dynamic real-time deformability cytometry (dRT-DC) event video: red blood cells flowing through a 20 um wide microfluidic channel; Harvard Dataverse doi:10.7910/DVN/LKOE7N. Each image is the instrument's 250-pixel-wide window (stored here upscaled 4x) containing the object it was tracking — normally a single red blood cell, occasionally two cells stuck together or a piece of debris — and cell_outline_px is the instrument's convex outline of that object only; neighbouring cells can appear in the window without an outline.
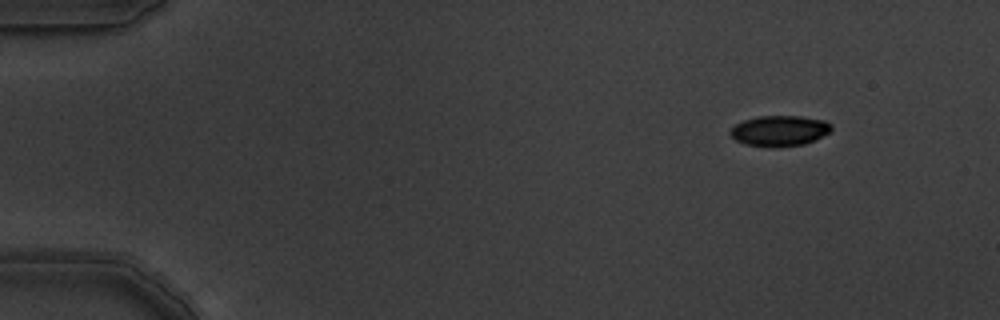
{"species": "common noctule bat (a hibernating species)", "species_latin": "Nyctalus noctula", "temperature_condition": "warm", "stored_images_in_passage": 5, "camera_frame_rate_fps": 3000, "um_per_image_px": 0.085, "animal": {"sex": "male", "body_mass_g": 19.5, "forearm_length_mm": 54.6}, "frame": {"image": 1, "passage_image": 1, "time_ms": 0.0, "image_size_px": [1000, 320], "cell_outline_px": [[832, 128], [828, 132], [816, 140], [804, 144], [772, 148], [744, 144], [736, 140], [728, 132], [736, 124], [744, 120], [760, 116], [800, 116], [824, 120], [832, 124]], "centroid_in_image_um": [66.26, 11.12], "position_along_channel_um": 18.7, "area_um2": 18.09}}
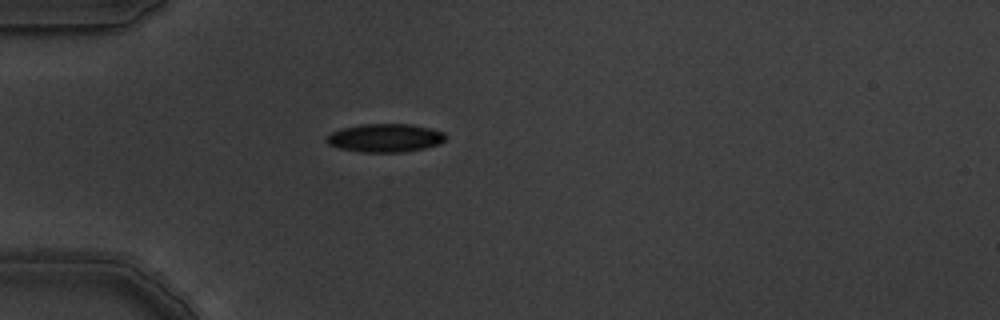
{"frame": {"image": 2, "passage_image": 4, "time_ms": 1.0, "image_size_px": [1000, 320], "cell_outline_px": [[448, 136], [440, 144], [424, 148], [404, 152], [360, 152], [340, 148], [328, 144], [324, 140], [332, 132], [340, 128], [360, 124], [408, 124], [432, 128], [444, 132]], "centroid_in_image_um": [32.75, 11.72], "position_along_channel_um": 52.3, "area_um2": 19.83}}